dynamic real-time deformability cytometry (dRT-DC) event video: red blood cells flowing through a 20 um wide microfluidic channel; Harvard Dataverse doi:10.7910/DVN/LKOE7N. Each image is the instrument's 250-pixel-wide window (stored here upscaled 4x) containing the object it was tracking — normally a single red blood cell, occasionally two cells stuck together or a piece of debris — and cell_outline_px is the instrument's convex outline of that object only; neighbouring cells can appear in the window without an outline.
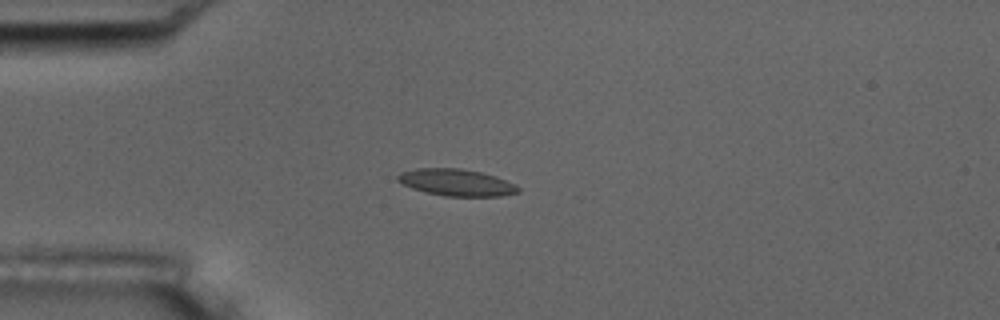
{"species": "common noctule bat (a hibernating species)", "species_latin": "Nyctalus noctula", "temperature_condition": "room temperature", "stored_images_in_passage": 4, "camera_frame_rate_fps": 3000, "um_per_image_px": 0.085, "animal": {"sex": "male", "body_mass_g": 17.5, "forearm_length_mm": 52.3}, "frame": {"image": 1, "passage_image": 4, "time_ms": 3.667, "image_size_px": [1000, 320], "cell_outline_px": [[520, 192], [500, 196], [444, 196], [424, 192], [412, 188], [396, 180], [396, 176], [400, 172], [416, 168], [460, 168], [480, 172], [496, 176], [516, 184], [520, 188]], "centroid_in_image_um": [38.79, 15.51], "position_along_channel_um": 46.2, "area_um2": 18.96}}